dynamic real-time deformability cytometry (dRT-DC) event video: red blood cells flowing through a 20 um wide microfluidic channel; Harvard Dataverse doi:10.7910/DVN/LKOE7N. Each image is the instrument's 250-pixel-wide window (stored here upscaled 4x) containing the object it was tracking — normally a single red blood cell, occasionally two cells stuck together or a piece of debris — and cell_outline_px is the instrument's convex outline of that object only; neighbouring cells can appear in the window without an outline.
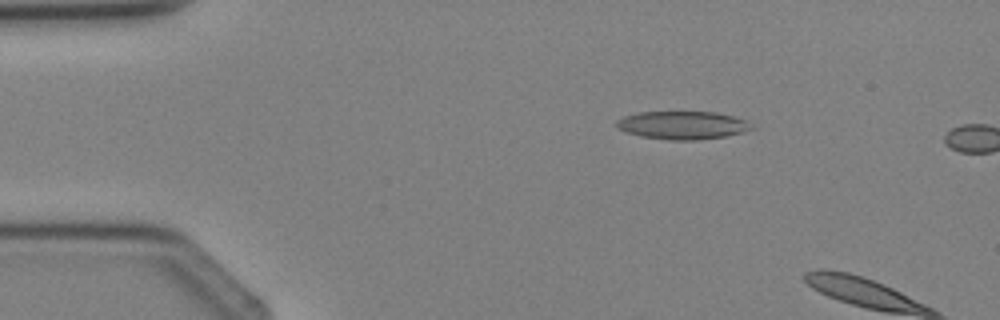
{"species": "Egyptian fruit bat (a non-hibernating species)", "species_latin": "Rousettus aegyptiacus", "temperature_condition": "cold", "stored_images_in_passage": 3, "camera_frame_rate_fps": 3000, "um_per_image_px": 0.085, "animal": {"sex": "female"}, "frame": {"image": 1, "passage_image": 2, "time_ms": 1.0, "image_size_px": [1000, 320], "cell_outline_px": [[756, 128], [724, 136], [700, 140], [668, 140], [640, 136], [616, 128], [616, 120], [624, 116], [636, 112], [716, 112], [748, 120]], "centroid_in_image_um": [58.01, 10.64], "position_along_channel_um": 27.0, "area_um2": 22.2}}